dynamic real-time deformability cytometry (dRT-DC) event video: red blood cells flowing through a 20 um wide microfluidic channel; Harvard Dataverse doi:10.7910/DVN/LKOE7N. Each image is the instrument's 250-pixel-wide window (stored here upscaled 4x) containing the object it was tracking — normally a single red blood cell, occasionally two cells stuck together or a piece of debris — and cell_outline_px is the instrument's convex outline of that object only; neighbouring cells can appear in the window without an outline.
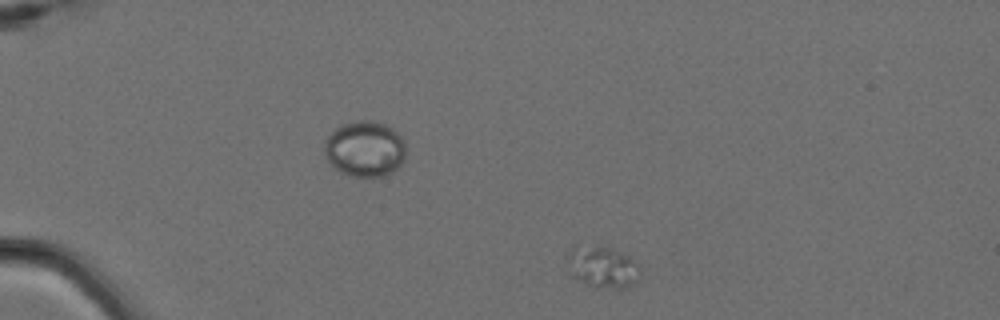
{"species": "Egyptian fruit bat (a non-hibernating species)", "species_latin": "Rousettus aegyptiacus", "temperature_condition": "cold", "stored_images_in_passage": 6, "segment_of_instrument_passage": [2, 2], "camera_frame_rate_fps": 3000, "um_per_image_px": 0.085, "animal": {"sex": "female"}, "frame": {"image": 1, "passage_image": 6, "time_ms": 1.667, "image_size_px": [1000, 320], "cell_outline_px": [[644, 268], [640, 276], [636, 280], [624, 288], [592, 288], [572, 276], [568, 260], [568, 252], [572, 248], [612, 248], [636, 260]], "centroid_in_image_um": [51.3, 22.75], "position_along_channel_um": 33.7, "area_um2": 17.4}}